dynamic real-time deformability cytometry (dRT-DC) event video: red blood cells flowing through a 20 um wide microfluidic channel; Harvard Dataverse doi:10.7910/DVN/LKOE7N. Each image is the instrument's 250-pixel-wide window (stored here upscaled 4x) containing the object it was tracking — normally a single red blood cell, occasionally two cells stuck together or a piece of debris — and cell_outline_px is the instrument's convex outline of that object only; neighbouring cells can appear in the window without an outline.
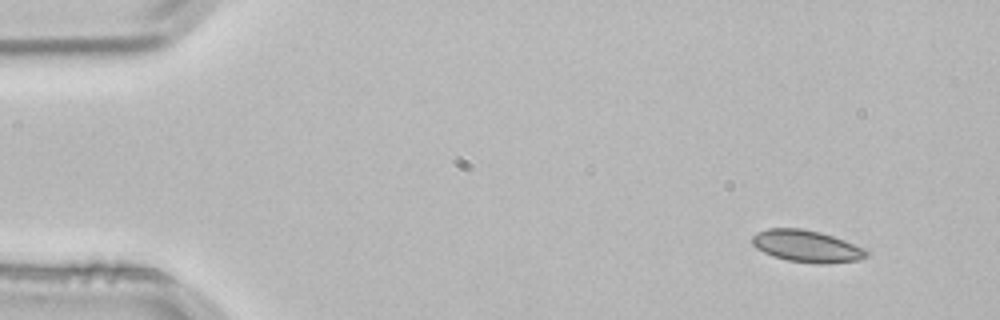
{"species": "common noctule bat (a hibernating species)", "species_latin": "Nyctalus noctula", "temperature_condition": "room temperature", "stored_images_in_passage": 3, "camera_frame_rate_fps": 3000, "um_per_image_px": 0.085, "animal": {"sex": "male", "body_mass_g": 21.5, "forearm_length_mm": 52.0}, "frame": {"image": 1, "passage_image": 1, "time_ms": 0.0, "image_size_px": [1000, 320], "cell_outline_px": [[868, 256], [860, 260], [824, 264], [820, 264], [788, 260], [772, 256], [756, 248], [752, 244], [752, 236], [756, 232], [768, 228], [800, 228], [820, 232], [844, 240], [864, 248], [868, 252]], "centroid_in_image_um": [68.56, 20.92], "position_along_channel_um": 16.4, "area_um2": 21.27}}